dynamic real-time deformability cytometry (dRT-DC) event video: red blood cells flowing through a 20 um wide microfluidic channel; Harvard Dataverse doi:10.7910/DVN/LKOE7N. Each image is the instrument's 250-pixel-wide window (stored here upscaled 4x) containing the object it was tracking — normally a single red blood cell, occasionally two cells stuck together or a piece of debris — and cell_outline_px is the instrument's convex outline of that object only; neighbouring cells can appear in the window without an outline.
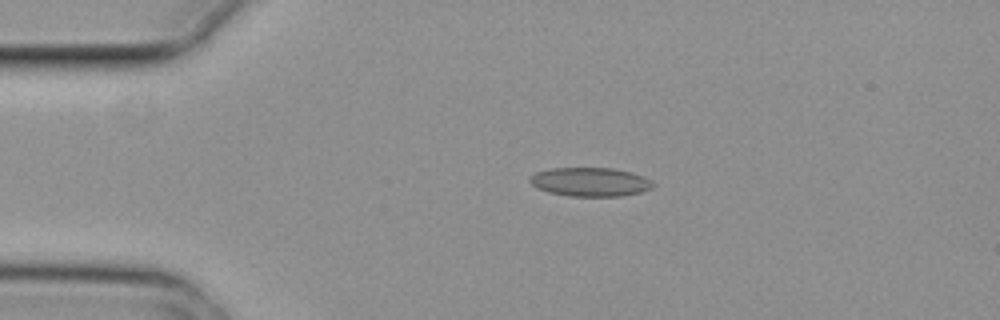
{"species": "common noctule bat (a hibernating species)", "species_latin": "Nyctalus noctula", "temperature_condition": "cold", "stored_images_in_passage": 3, "camera_frame_rate_fps": 3000, "um_per_image_px": 0.085, "animal": {"sex": "female", "body_mass_g": 29.2, "forearm_length_mm": 56.3}, "frame": {"image": 1, "passage_image": 2, "time_ms": 0.333, "image_size_px": [1000, 320], "cell_outline_px": [[656, 184], [652, 188], [640, 192], [620, 196], [568, 196], [548, 192], [532, 184], [528, 180], [536, 172], [552, 168], [612, 168], [632, 172], [644, 176], [652, 180]], "centroid_in_image_um": [50.22, 15.46], "position_along_channel_um": 34.8, "area_um2": 20.69}}